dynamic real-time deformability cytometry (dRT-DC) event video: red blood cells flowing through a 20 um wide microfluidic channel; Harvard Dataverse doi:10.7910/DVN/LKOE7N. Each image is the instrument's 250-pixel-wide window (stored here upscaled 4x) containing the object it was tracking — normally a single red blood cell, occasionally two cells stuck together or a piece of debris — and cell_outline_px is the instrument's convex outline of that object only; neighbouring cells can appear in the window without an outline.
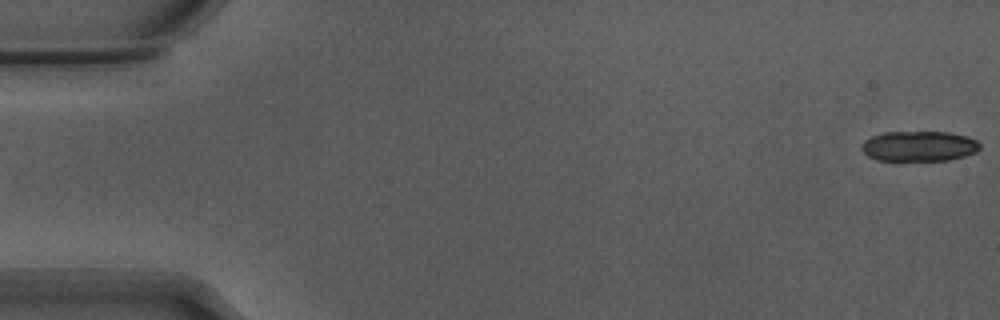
{"species": "Egyptian fruit bat (a non-hibernating species)", "species_latin": "Rousettus aegyptiacus", "temperature_condition": "warm", "stored_images_in_passage": 54, "camera_frame_rate_fps": 3000, "um_per_image_px": 0.085, "animal": {"sex": "male"}, "frame": {"image": 1, "passage_image": 1, "time_ms": 0.0, "image_size_px": [1000, 320], "cell_outline_px": [[980, 148], [976, 152], [964, 156], [948, 160], [876, 160], [868, 156], [860, 148], [864, 140], [872, 136], [884, 132], [948, 132], [968, 136], [976, 140], [980, 144]], "centroid_in_image_um": [78.11, 12.42], "position_along_channel_um": 6.9, "area_um2": 20.87}}
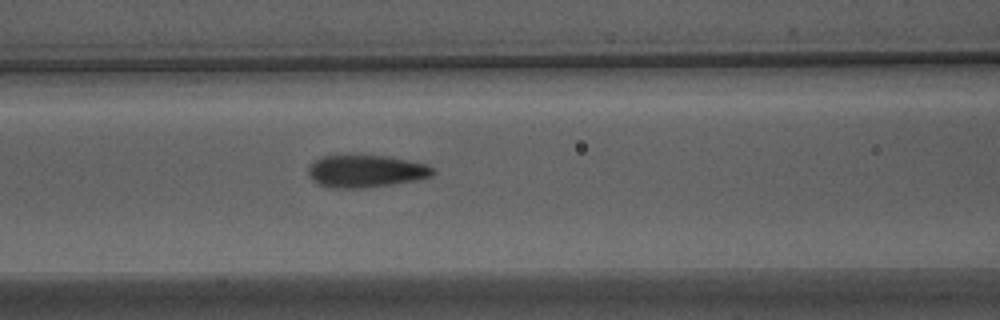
{"frame": {"image": 2, "passage_image": 23, "time_ms": 7.333, "image_size_px": [1000, 320], "cell_outline_px": [[436, 172], [432, 176], [416, 180], [392, 184], [364, 188], [332, 188], [316, 184], [312, 180], [308, 172], [308, 168], [320, 156], [388, 156], [428, 164], [436, 168]], "centroid_in_image_um": [31.14, 14.56], "position_along_channel_um": 135.5, "area_um2": 23.58}}
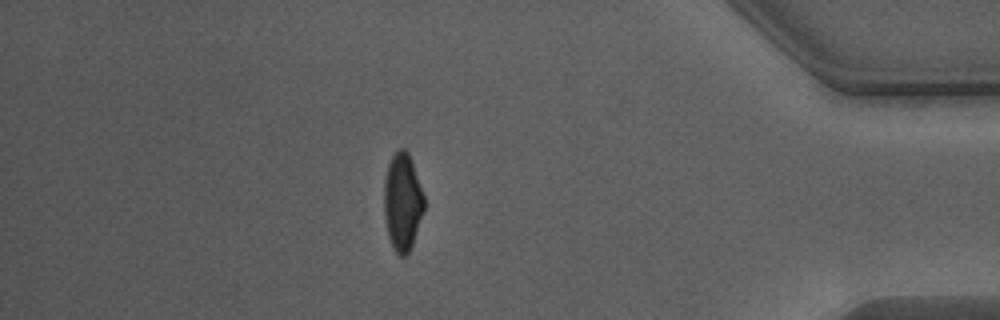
{"frame": {"image": 3, "passage_image": 47, "time_ms": 15.333, "image_size_px": [1000, 320], "cell_outline_px": [[424, 208], [412, 244], [408, 252], [404, 256], [400, 256], [392, 248], [388, 236], [384, 216], [384, 180], [388, 164], [392, 156], [400, 148], [404, 148], [408, 152], [424, 196]], "centroid_in_image_um": [34.19, 17.17], "position_along_channel_um": 401.0, "area_um2": 22.48}, "authors_computed_cell_mechanics": {"area_um2": 22.9755, "velocity_mm_per_s": 3.8473, "shape_relaxation_time_tau1_ms": 3.8906, "shape_relaxation_time_tau2_ms": 0.727, "deformation_change_tau1": 0.1653, "deformation_change_tau2": 0.0657}}